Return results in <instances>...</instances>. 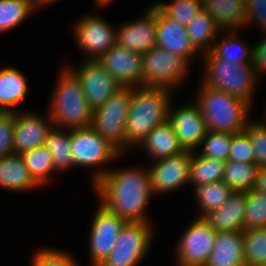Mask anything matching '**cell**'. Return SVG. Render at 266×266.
<instances>
[{
    "label": "cell",
    "instance_id": "16",
    "mask_svg": "<svg viewBox=\"0 0 266 266\" xmlns=\"http://www.w3.org/2000/svg\"><path fill=\"white\" fill-rule=\"evenodd\" d=\"M145 13L142 19L116 30V44L140 54L156 47L157 6L153 4Z\"/></svg>",
    "mask_w": 266,
    "mask_h": 266
},
{
    "label": "cell",
    "instance_id": "36",
    "mask_svg": "<svg viewBox=\"0 0 266 266\" xmlns=\"http://www.w3.org/2000/svg\"><path fill=\"white\" fill-rule=\"evenodd\" d=\"M168 17L187 26L203 10L202 0H173L171 3H155Z\"/></svg>",
    "mask_w": 266,
    "mask_h": 266
},
{
    "label": "cell",
    "instance_id": "11",
    "mask_svg": "<svg viewBox=\"0 0 266 266\" xmlns=\"http://www.w3.org/2000/svg\"><path fill=\"white\" fill-rule=\"evenodd\" d=\"M68 69L82 85L88 105L92 110L102 106L121 86L97 60H85L77 68Z\"/></svg>",
    "mask_w": 266,
    "mask_h": 266
},
{
    "label": "cell",
    "instance_id": "13",
    "mask_svg": "<svg viewBox=\"0 0 266 266\" xmlns=\"http://www.w3.org/2000/svg\"><path fill=\"white\" fill-rule=\"evenodd\" d=\"M74 36L77 44L87 53V60H98L116 44V30L104 19L93 15L76 22Z\"/></svg>",
    "mask_w": 266,
    "mask_h": 266
},
{
    "label": "cell",
    "instance_id": "1",
    "mask_svg": "<svg viewBox=\"0 0 266 266\" xmlns=\"http://www.w3.org/2000/svg\"><path fill=\"white\" fill-rule=\"evenodd\" d=\"M93 176L100 203L126 222H150L146 206L153 195L149 170L99 168Z\"/></svg>",
    "mask_w": 266,
    "mask_h": 266
},
{
    "label": "cell",
    "instance_id": "6",
    "mask_svg": "<svg viewBox=\"0 0 266 266\" xmlns=\"http://www.w3.org/2000/svg\"><path fill=\"white\" fill-rule=\"evenodd\" d=\"M132 87H122L102 106L93 110L91 127L121 154L125 151V125Z\"/></svg>",
    "mask_w": 266,
    "mask_h": 266
},
{
    "label": "cell",
    "instance_id": "20",
    "mask_svg": "<svg viewBox=\"0 0 266 266\" xmlns=\"http://www.w3.org/2000/svg\"><path fill=\"white\" fill-rule=\"evenodd\" d=\"M246 213V192H235L217 209L210 211L203 218L216 232L244 230Z\"/></svg>",
    "mask_w": 266,
    "mask_h": 266
},
{
    "label": "cell",
    "instance_id": "37",
    "mask_svg": "<svg viewBox=\"0 0 266 266\" xmlns=\"http://www.w3.org/2000/svg\"><path fill=\"white\" fill-rule=\"evenodd\" d=\"M201 144L203 149L199 155L227 162L232 145V134L208 130Z\"/></svg>",
    "mask_w": 266,
    "mask_h": 266
},
{
    "label": "cell",
    "instance_id": "38",
    "mask_svg": "<svg viewBox=\"0 0 266 266\" xmlns=\"http://www.w3.org/2000/svg\"><path fill=\"white\" fill-rule=\"evenodd\" d=\"M244 131L255 150V164L259 168L266 167V121H250Z\"/></svg>",
    "mask_w": 266,
    "mask_h": 266
},
{
    "label": "cell",
    "instance_id": "43",
    "mask_svg": "<svg viewBox=\"0 0 266 266\" xmlns=\"http://www.w3.org/2000/svg\"><path fill=\"white\" fill-rule=\"evenodd\" d=\"M252 66L257 77L266 72V38L252 47Z\"/></svg>",
    "mask_w": 266,
    "mask_h": 266
},
{
    "label": "cell",
    "instance_id": "7",
    "mask_svg": "<svg viewBox=\"0 0 266 266\" xmlns=\"http://www.w3.org/2000/svg\"><path fill=\"white\" fill-rule=\"evenodd\" d=\"M142 63V86L171 90L184 81L190 65L182 56L157 46L142 54Z\"/></svg>",
    "mask_w": 266,
    "mask_h": 266
},
{
    "label": "cell",
    "instance_id": "21",
    "mask_svg": "<svg viewBox=\"0 0 266 266\" xmlns=\"http://www.w3.org/2000/svg\"><path fill=\"white\" fill-rule=\"evenodd\" d=\"M204 266H246L242 232H216L212 252Z\"/></svg>",
    "mask_w": 266,
    "mask_h": 266
},
{
    "label": "cell",
    "instance_id": "3",
    "mask_svg": "<svg viewBox=\"0 0 266 266\" xmlns=\"http://www.w3.org/2000/svg\"><path fill=\"white\" fill-rule=\"evenodd\" d=\"M199 88L195 103L209 131L231 134L244 131L249 122L248 116L252 105L203 82Z\"/></svg>",
    "mask_w": 266,
    "mask_h": 266
},
{
    "label": "cell",
    "instance_id": "26",
    "mask_svg": "<svg viewBox=\"0 0 266 266\" xmlns=\"http://www.w3.org/2000/svg\"><path fill=\"white\" fill-rule=\"evenodd\" d=\"M186 29L192 43L202 54L211 51L213 40L220 33L215 21L204 9L186 26Z\"/></svg>",
    "mask_w": 266,
    "mask_h": 266
},
{
    "label": "cell",
    "instance_id": "35",
    "mask_svg": "<svg viewBox=\"0 0 266 266\" xmlns=\"http://www.w3.org/2000/svg\"><path fill=\"white\" fill-rule=\"evenodd\" d=\"M266 228V194L256 189L246 192L244 229Z\"/></svg>",
    "mask_w": 266,
    "mask_h": 266
},
{
    "label": "cell",
    "instance_id": "19",
    "mask_svg": "<svg viewBox=\"0 0 266 266\" xmlns=\"http://www.w3.org/2000/svg\"><path fill=\"white\" fill-rule=\"evenodd\" d=\"M156 46L182 56L189 63L197 53L201 55V52L192 43L186 26L166 16L158 7Z\"/></svg>",
    "mask_w": 266,
    "mask_h": 266
},
{
    "label": "cell",
    "instance_id": "25",
    "mask_svg": "<svg viewBox=\"0 0 266 266\" xmlns=\"http://www.w3.org/2000/svg\"><path fill=\"white\" fill-rule=\"evenodd\" d=\"M26 77L15 68L0 70V112H15L13 108L27 94Z\"/></svg>",
    "mask_w": 266,
    "mask_h": 266
},
{
    "label": "cell",
    "instance_id": "30",
    "mask_svg": "<svg viewBox=\"0 0 266 266\" xmlns=\"http://www.w3.org/2000/svg\"><path fill=\"white\" fill-rule=\"evenodd\" d=\"M20 156L38 186H44L45 183L49 182L50 172H54V165L51 153L46 146L25 151Z\"/></svg>",
    "mask_w": 266,
    "mask_h": 266
},
{
    "label": "cell",
    "instance_id": "23",
    "mask_svg": "<svg viewBox=\"0 0 266 266\" xmlns=\"http://www.w3.org/2000/svg\"><path fill=\"white\" fill-rule=\"evenodd\" d=\"M140 146L144 147L154 160L176 156L186 151L180 144L169 120L157 125L140 143Z\"/></svg>",
    "mask_w": 266,
    "mask_h": 266
},
{
    "label": "cell",
    "instance_id": "27",
    "mask_svg": "<svg viewBox=\"0 0 266 266\" xmlns=\"http://www.w3.org/2000/svg\"><path fill=\"white\" fill-rule=\"evenodd\" d=\"M259 167L255 163L227 161L222 181L235 192L254 188Z\"/></svg>",
    "mask_w": 266,
    "mask_h": 266
},
{
    "label": "cell",
    "instance_id": "18",
    "mask_svg": "<svg viewBox=\"0 0 266 266\" xmlns=\"http://www.w3.org/2000/svg\"><path fill=\"white\" fill-rule=\"evenodd\" d=\"M169 121L185 150L195 151L196 147H200L202 139L208 132L206 121L195 103L183 105L178 110H173L170 106Z\"/></svg>",
    "mask_w": 266,
    "mask_h": 266
},
{
    "label": "cell",
    "instance_id": "34",
    "mask_svg": "<svg viewBox=\"0 0 266 266\" xmlns=\"http://www.w3.org/2000/svg\"><path fill=\"white\" fill-rule=\"evenodd\" d=\"M34 9L28 0H0V33L20 25Z\"/></svg>",
    "mask_w": 266,
    "mask_h": 266
},
{
    "label": "cell",
    "instance_id": "24",
    "mask_svg": "<svg viewBox=\"0 0 266 266\" xmlns=\"http://www.w3.org/2000/svg\"><path fill=\"white\" fill-rule=\"evenodd\" d=\"M37 188L20 154L0 157V188L24 191Z\"/></svg>",
    "mask_w": 266,
    "mask_h": 266
},
{
    "label": "cell",
    "instance_id": "40",
    "mask_svg": "<svg viewBox=\"0 0 266 266\" xmlns=\"http://www.w3.org/2000/svg\"><path fill=\"white\" fill-rule=\"evenodd\" d=\"M32 266H79L69 253L59 250L41 249L33 257Z\"/></svg>",
    "mask_w": 266,
    "mask_h": 266
},
{
    "label": "cell",
    "instance_id": "12",
    "mask_svg": "<svg viewBox=\"0 0 266 266\" xmlns=\"http://www.w3.org/2000/svg\"><path fill=\"white\" fill-rule=\"evenodd\" d=\"M126 223L100 203L90 231L91 266H100L110 255Z\"/></svg>",
    "mask_w": 266,
    "mask_h": 266
},
{
    "label": "cell",
    "instance_id": "10",
    "mask_svg": "<svg viewBox=\"0 0 266 266\" xmlns=\"http://www.w3.org/2000/svg\"><path fill=\"white\" fill-rule=\"evenodd\" d=\"M71 154L75 165L100 167L122 154L91 126L70 130Z\"/></svg>",
    "mask_w": 266,
    "mask_h": 266
},
{
    "label": "cell",
    "instance_id": "31",
    "mask_svg": "<svg viewBox=\"0 0 266 266\" xmlns=\"http://www.w3.org/2000/svg\"><path fill=\"white\" fill-rule=\"evenodd\" d=\"M51 153L54 172L66 170L74 164L70 146V132L65 133L61 128L54 126L49 132L45 145Z\"/></svg>",
    "mask_w": 266,
    "mask_h": 266
},
{
    "label": "cell",
    "instance_id": "33",
    "mask_svg": "<svg viewBox=\"0 0 266 266\" xmlns=\"http://www.w3.org/2000/svg\"><path fill=\"white\" fill-rule=\"evenodd\" d=\"M246 266H266V228L242 231Z\"/></svg>",
    "mask_w": 266,
    "mask_h": 266
},
{
    "label": "cell",
    "instance_id": "47",
    "mask_svg": "<svg viewBox=\"0 0 266 266\" xmlns=\"http://www.w3.org/2000/svg\"><path fill=\"white\" fill-rule=\"evenodd\" d=\"M35 6V0H28Z\"/></svg>",
    "mask_w": 266,
    "mask_h": 266
},
{
    "label": "cell",
    "instance_id": "2",
    "mask_svg": "<svg viewBox=\"0 0 266 266\" xmlns=\"http://www.w3.org/2000/svg\"><path fill=\"white\" fill-rule=\"evenodd\" d=\"M171 95L172 90L166 87H132L125 125V150L140 145L157 125L169 120Z\"/></svg>",
    "mask_w": 266,
    "mask_h": 266
},
{
    "label": "cell",
    "instance_id": "5",
    "mask_svg": "<svg viewBox=\"0 0 266 266\" xmlns=\"http://www.w3.org/2000/svg\"><path fill=\"white\" fill-rule=\"evenodd\" d=\"M202 55L207 65L202 82L209 87L236 96L251 105L253 88L258 80L252 64L234 65L221 58H215L210 52Z\"/></svg>",
    "mask_w": 266,
    "mask_h": 266
},
{
    "label": "cell",
    "instance_id": "17",
    "mask_svg": "<svg viewBox=\"0 0 266 266\" xmlns=\"http://www.w3.org/2000/svg\"><path fill=\"white\" fill-rule=\"evenodd\" d=\"M14 112V154H21L44 146L54 123L50 117L46 120L32 113Z\"/></svg>",
    "mask_w": 266,
    "mask_h": 266
},
{
    "label": "cell",
    "instance_id": "32",
    "mask_svg": "<svg viewBox=\"0 0 266 266\" xmlns=\"http://www.w3.org/2000/svg\"><path fill=\"white\" fill-rule=\"evenodd\" d=\"M232 193L233 190L223 181L196 186V200L202 210L199 217H204L210 211L221 207Z\"/></svg>",
    "mask_w": 266,
    "mask_h": 266
},
{
    "label": "cell",
    "instance_id": "8",
    "mask_svg": "<svg viewBox=\"0 0 266 266\" xmlns=\"http://www.w3.org/2000/svg\"><path fill=\"white\" fill-rule=\"evenodd\" d=\"M152 228L148 222H127L110 255L100 266H136L150 248Z\"/></svg>",
    "mask_w": 266,
    "mask_h": 266
},
{
    "label": "cell",
    "instance_id": "15",
    "mask_svg": "<svg viewBox=\"0 0 266 266\" xmlns=\"http://www.w3.org/2000/svg\"><path fill=\"white\" fill-rule=\"evenodd\" d=\"M97 61L121 86H142V54L115 44Z\"/></svg>",
    "mask_w": 266,
    "mask_h": 266
},
{
    "label": "cell",
    "instance_id": "4",
    "mask_svg": "<svg viewBox=\"0 0 266 266\" xmlns=\"http://www.w3.org/2000/svg\"><path fill=\"white\" fill-rule=\"evenodd\" d=\"M61 73L57 88L52 94L49 117L54 126L61 129L90 127L93 110L88 105L81 83L68 68Z\"/></svg>",
    "mask_w": 266,
    "mask_h": 266
},
{
    "label": "cell",
    "instance_id": "39",
    "mask_svg": "<svg viewBox=\"0 0 266 266\" xmlns=\"http://www.w3.org/2000/svg\"><path fill=\"white\" fill-rule=\"evenodd\" d=\"M229 161L255 163V150L245 131L232 134Z\"/></svg>",
    "mask_w": 266,
    "mask_h": 266
},
{
    "label": "cell",
    "instance_id": "42",
    "mask_svg": "<svg viewBox=\"0 0 266 266\" xmlns=\"http://www.w3.org/2000/svg\"><path fill=\"white\" fill-rule=\"evenodd\" d=\"M246 24L256 21L266 33V0H245Z\"/></svg>",
    "mask_w": 266,
    "mask_h": 266
},
{
    "label": "cell",
    "instance_id": "22",
    "mask_svg": "<svg viewBox=\"0 0 266 266\" xmlns=\"http://www.w3.org/2000/svg\"><path fill=\"white\" fill-rule=\"evenodd\" d=\"M202 8L207 11L219 30H238L246 24L245 0H202Z\"/></svg>",
    "mask_w": 266,
    "mask_h": 266
},
{
    "label": "cell",
    "instance_id": "28",
    "mask_svg": "<svg viewBox=\"0 0 266 266\" xmlns=\"http://www.w3.org/2000/svg\"><path fill=\"white\" fill-rule=\"evenodd\" d=\"M192 151L190 183L194 186L220 182L223 179L226 161L195 155Z\"/></svg>",
    "mask_w": 266,
    "mask_h": 266
},
{
    "label": "cell",
    "instance_id": "9",
    "mask_svg": "<svg viewBox=\"0 0 266 266\" xmlns=\"http://www.w3.org/2000/svg\"><path fill=\"white\" fill-rule=\"evenodd\" d=\"M216 231L203 217H197L182 234L176 247L178 266H204L215 243Z\"/></svg>",
    "mask_w": 266,
    "mask_h": 266
},
{
    "label": "cell",
    "instance_id": "41",
    "mask_svg": "<svg viewBox=\"0 0 266 266\" xmlns=\"http://www.w3.org/2000/svg\"><path fill=\"white\" fill-rule=\"evenodd\" d=\"M14 112H0V157L14 154Z\"/></svg>",
    "mask_w": 266,
    "mask_h": 266
},
{
    "label": "cell",
    "instance_id": "14",
    "mask_svg": "<svg viewBox=\"0 0 266 266\" xmlns=\"http://www.w3.org/2000/svg\"><path fill=\"white\" fill-rule=\"evenodd\" d=\"M192 151L155 160L149 170L153 193L172 192L190 183Z\"/></svg>",
    "mask_w": 266,
    "mask_h": 266
},
{
    "label": "cell",
    "instance_id": "46",
    "mask_svg": "<svg viewBox=\"0 0 266 266\" xmlns=\"http://www.w3.org/2000/svg\"><path fill=\"white\" fill-rule=\"evenodd\" d=\"M95 2H96L95 4H97L98 6H106L107 3L111 2V0H95Z\"/></svg>",
    "mask_w": 266,
    "mask_h": 266
},
{
    "label": "cell",
    "instance_id": "29",
    "mask_svg": "<svg viewBox=\"0 0 266 266\" xmlns=\"http://www.w3.org/2000/svg\"><path fill=\"white\" fill-rule=\"evenodd\" d=\"M228 34L227 38L214 43L210 53L215 58H221L234 65L252 64V48L245 45L236 37V34Z\"/></svg>",
    "mask_w": 266,
    "mask_h": 266
},
{
    "label": "cell",
    "instance_id": "44",
    "mask_svg": "<svg viewBox=\"0 0 266 266\" xmlns=\"http://www.w3.org/2000/svg\"><path fill=\"white\" fill-rule=\"evenodd\" d=\"M254 189L266 194V167L259 169Z\"/></svg>",
    "mask_w": 266,
    "mask_h": 266
},
{
    "label": "cell",
    "instance_id": "45",
    "mask_svg": "<svg viewBox=\"0 0 266 266\" xmlns=\"http://www.w3.org/2000/svg\"><path fill=\"white\" fill-rule=\"evenodd\" d=\"M55 1H57V0H35V8L38 9L39 6L42 7V6H44V4L49 5L50 3L52 4Z\"/></svg>",
    "mask_w": 266,
    "mask_h": 266
}]
</instances>
